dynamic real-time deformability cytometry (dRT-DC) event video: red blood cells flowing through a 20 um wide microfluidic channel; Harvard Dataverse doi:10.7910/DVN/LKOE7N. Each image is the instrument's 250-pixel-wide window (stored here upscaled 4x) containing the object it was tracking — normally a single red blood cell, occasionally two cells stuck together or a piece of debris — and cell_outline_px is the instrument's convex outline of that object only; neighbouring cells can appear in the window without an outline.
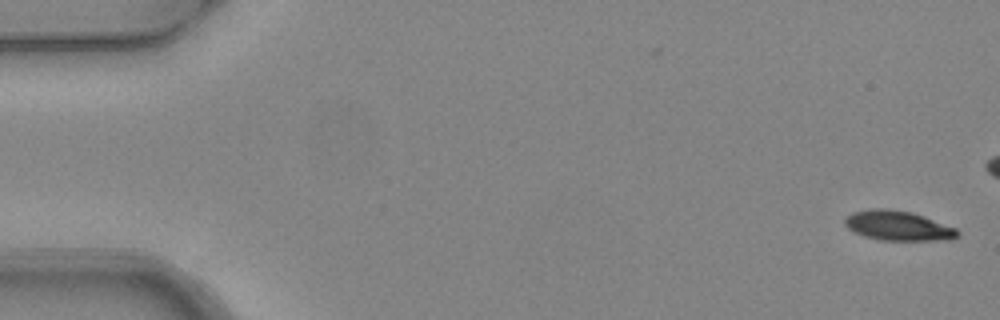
{"species": "common noctule bat (a hibernating species)", "species_latin": "Nyctalus noctula", "temperature_condition": "warm", "stored_images_in_passage": 6, "camera_frame_rate_fps": 3000, "um_per_image_px": 0.085, "animal": {"sex": "female", "body_mass_g": 24.6, "forearm_length_mm": 56.2}, "frame": {"image": 1, "passage_image": 1, "time_ms": 0.0, "image_size_px": [1000, 320], "cell_outline_px": [[960, 236], [948, 240], [880, 240], [864, 236], [848, 228], [844, 224], [844, 220], [852, 212], [868, 208], [888, 208], [912, 212], [924, 216], [956, 228], [960, 232]], "centroid_in_image_um": [76.35, 19.17], "position_along_channel_um": 8.7, "area_um2": 19.65}}
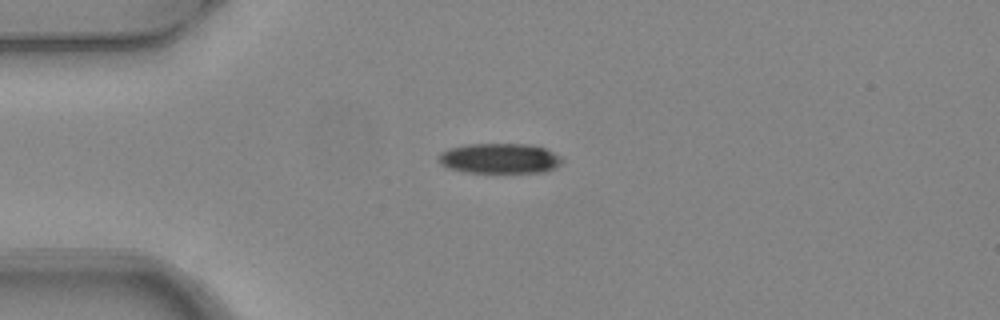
{"frame": {"image": 2, "passage_image": 6, "time_ms": 1.667, "image_size_px": [1000, 320], "cell_outline_px": [[564, 160], [556, 168], [544, 172], [468, 172], [448, 168], [440, 164], [440, 152], [448, 148], [468, 144], [528, 144], [544, 148], [560, 156]], "centroid_in_image_um": [42.48, 13.46], "position_along_channel_um": 42.5, "area_um2": 21.62}}